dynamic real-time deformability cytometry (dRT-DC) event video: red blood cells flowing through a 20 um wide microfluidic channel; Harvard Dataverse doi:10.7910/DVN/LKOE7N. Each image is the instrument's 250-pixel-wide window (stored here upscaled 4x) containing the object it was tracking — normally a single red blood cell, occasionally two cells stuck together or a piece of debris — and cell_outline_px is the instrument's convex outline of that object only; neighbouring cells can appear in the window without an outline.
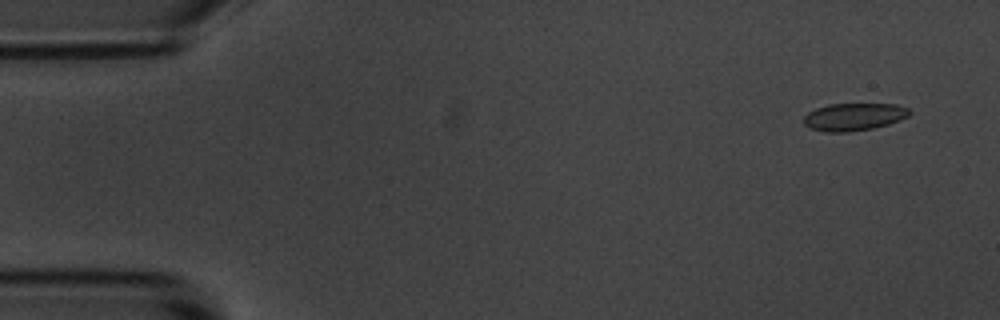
{"species": "common noctule bat (a hibernating species)", "species_latin": "Nyctalus noctula", "temperature_condition": "room temperature", "stored_images_in_passage": 7, "camera_frame_rate_fps": 3000, "um_per_image_px": 0.085, "animal": {"sex": "male", "body_mass_g": 20.1, "forearm_length_mm": 53.5}, "frame": {"image": 1, "passage_image": 2, "time_ms": 1.0, "image_size_px": [1000, 320], "cell_outline_px": [[912, 112], [908, 116], [900, 120], [888, 124], [872, 128], [848, 132], [824, 132], [812, 128], [804, 124], [804, 116], [808, 112], [816, 108], [828, 104], [896, 104], [908, 108]], "centroid_in_image_um": [72.59, 9.92], "position_along_channel_um": 12.4, "area_um2": 16.94}}
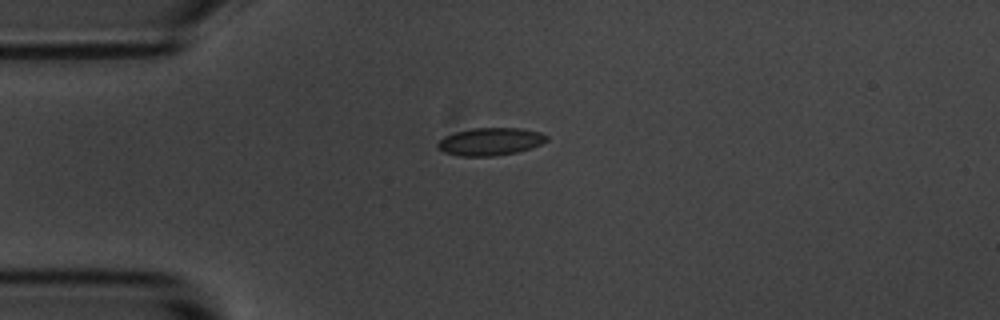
{"frame": {"image": 2, "passage_image": 5, "time_ms": 4.333, "image_size_px": [1000, 320], "cell_outline_px": [[548, 140], [532, 148], [516, 152], [492, 156], [460, 156], [444, 152], [436, 144], [444, 136], [456, 132], [472, 128], [520, 128], [540, 132], [548, 136]], "centroid_in_image_um": [41.69, 12.03], "position_along_channel_um": 43.3, "area_um2": 17.46}}